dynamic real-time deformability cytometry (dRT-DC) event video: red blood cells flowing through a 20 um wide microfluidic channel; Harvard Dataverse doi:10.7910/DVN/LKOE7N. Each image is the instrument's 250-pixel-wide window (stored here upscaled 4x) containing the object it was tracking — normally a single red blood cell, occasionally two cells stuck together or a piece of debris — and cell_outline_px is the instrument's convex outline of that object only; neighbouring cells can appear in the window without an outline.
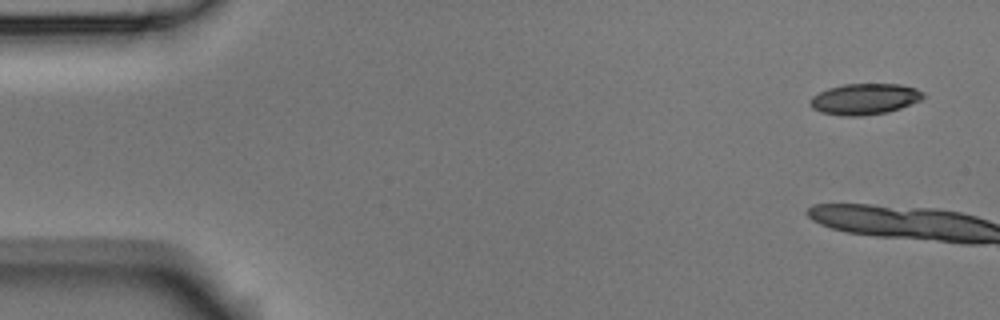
{"species": "Egyptian fruit bat (a non-hibernating species)", "species_latin": "Rousettus aegyptiacus", "temperature_condition": "room temperature", "stored_images_in_passage": 6, "camera_frame_rate_fps": 3000, "um_per_image_px": 0.085, "animal": {"sex": "male"}, "frame": {"image": 1, "passage_image": 1, "time_ms": 0.0, "image_size_px": [1000, 320], "cell_outline_px": [[924, 96], [920, 100], [900, 108], [888, 112], [864, 116], [840, 116], [820, 112], [812, 108], [808, 104], [808, 100], [812, 96], [828, 88], [844, 84], [900, 84], [916, 88], [924, 92]], "centroid_in_image_um": [73.46, 8.42], "position_along_channel_um": 11.5, "area_um2": 20.63}}
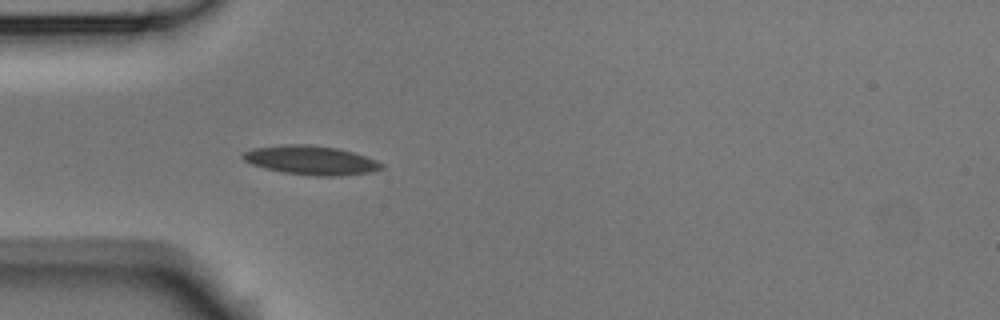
{"frame": {"image": 2, "passage_image": 6, "time_ms": 1.667, "image_size_px": [1000, 320], "cell_outline_px": [[384, 168], [372, 172], [340, 176], [316, 176], [284, 172], [264, 168], [252, 164], [244, 160], [240, 156], [244, 152], [252, 148], [284, 144], [308, 144], [336, 148], [352, 152], [376, 160], [384, 164]], "centroid_in_image_um": [26.43, 13.62], "position_along_channel_um": 58.6, "area_um2": 23.47}}